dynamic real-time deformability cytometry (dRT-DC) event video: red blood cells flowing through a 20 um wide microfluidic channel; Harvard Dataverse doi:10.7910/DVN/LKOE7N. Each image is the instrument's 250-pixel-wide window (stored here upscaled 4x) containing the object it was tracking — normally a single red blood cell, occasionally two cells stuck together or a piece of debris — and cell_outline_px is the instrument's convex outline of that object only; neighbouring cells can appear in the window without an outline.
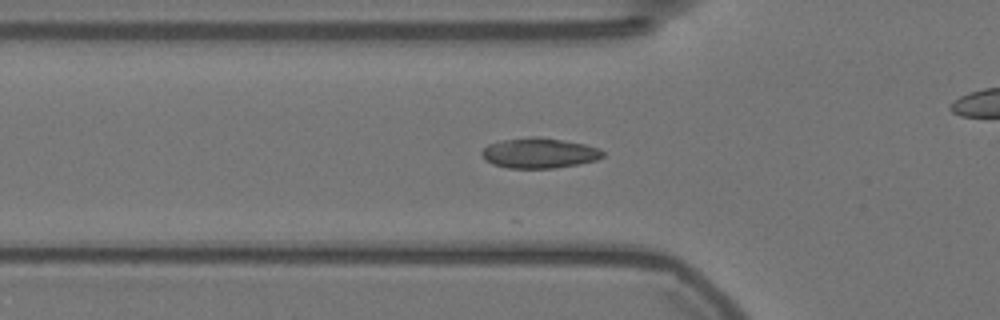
{"species": "Egyptian fruit bat (a non-hibernating species)", "species_latin": "Rousettus aegyptiacus", "temperature_condition": "warm", "stored_images_in_passage": 17, "camera_frame_rate_fps": 3000, "um_per_image_px": 0.085, "animal": {"sex": "female"}, "frame": {"image": 1, "passage_image": 2, "time_ms": 0.333, "image_size_px": [1000, 320], "cell_outline_px": [[604, 156], [596, 160], [580, 164], [556, 168], [508, 168], [492, 164], [484, 160], [480, 152], [488, 144], [504, 140], [532, 136], [540, 136], [584, 144], [600, 148], [604, 152]], "centroid_in_image_um": [45.84, 13.01], "position_along_channel_um": 80.0, "area_um2": 21.5}}
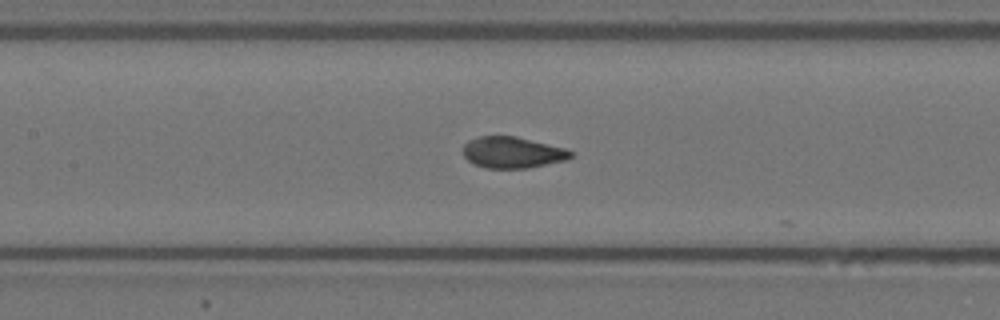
{"frame": {"image": 2, "passage_image": 9, "time_ms": 2.667, "image_size_px": [1000, 320], "cell_outline_px": [[572, 156], [568, 160], [528, 168], [484, 168], [468, 160], [464, 156], [464, 144], [468, 140], [480, 136], [516, 136], [564, 148], [572, 152]], "centroid_in_image_um": [43.56, 12.96], "position_along_channel_um": 163.8, "area_um2": 19.54}}
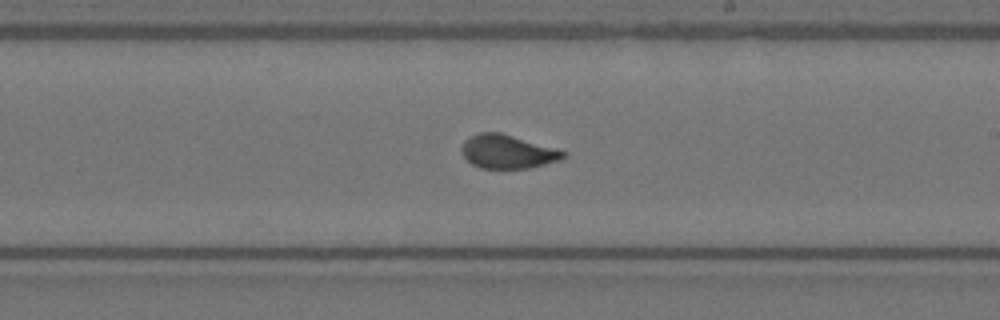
{"frame": {"image": 3, "passage_image": 16, "time_ms": 5.0, "image_size_px": [1000, 320], "cell_outline_px": [[564, 156], [560, 160], [528, 168], [480, 168], [472, 164], [464, 156], [460, 148], [464, 140], [480, 132], [500, 132], [556, 148], [564, 152]], "centroid_in_image_um": [43.11, 12.88], "position_along_channel_um": 245.9, "area_um2": 19.71}}